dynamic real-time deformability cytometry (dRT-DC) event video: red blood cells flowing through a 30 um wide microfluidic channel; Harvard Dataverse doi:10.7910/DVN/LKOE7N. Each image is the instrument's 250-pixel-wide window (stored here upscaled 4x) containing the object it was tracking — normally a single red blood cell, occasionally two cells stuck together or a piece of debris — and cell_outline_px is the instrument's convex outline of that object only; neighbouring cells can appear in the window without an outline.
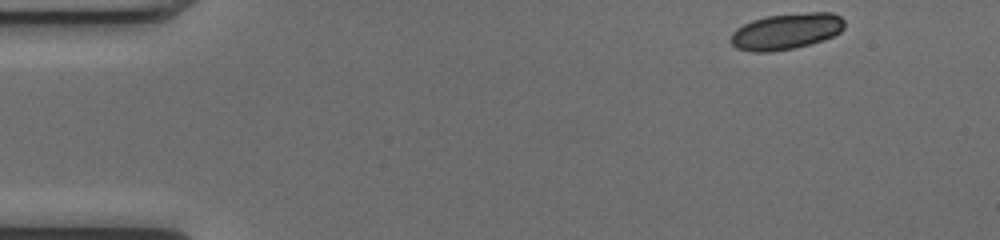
{"species": "common noctule bat (a hibernating species)", "species_latin": "Nyctalus noctula", "temperature_condition": "cold", "stored_images_in_passage": 14, "camera_frame_rate_fps": 3000, "um_per_image_px": 0.085, "animal": {"sex": "female", "body_mass_g": 17.0, "forearm_length_mm": 48.0}, "frame": {"image": 1, "passage_image": 1, "time_ms": 0.0, "image_size_px": [1000, 240], "cell_outline_px": [[844, 28], [840, 32], [824, 40], [812, 44], [772, 52], [752, 52], [736, 48], [728, 40], [732, 32], [736, 28], [752, 20], [768, 16], [812, 12], [832, 12], [840, 16], [844, 20]], "centroid_in_image_um": [66.82, 2.67], "position_along_channel_um": 18.2, "area_um2": 24.1}}
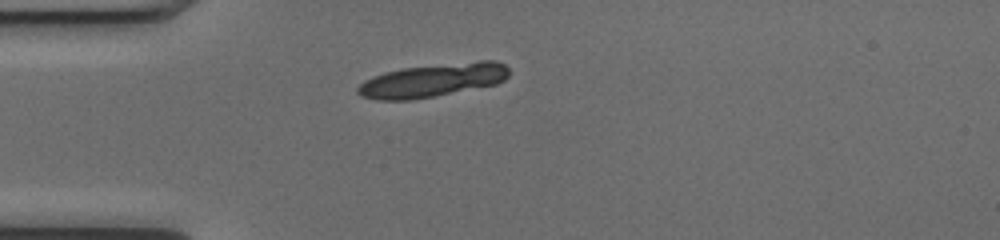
{"frame": {"image": 2, "passage_image": 10, "time_ms": 3.0, "image_size_px": [1000, 240], "cell_outline_px": [[508, 76], [504, 80], [496, 84], [412, 100], [376, 100], [360, 96], [356, 92], [356, 88], [364, 80], [372, 76], [384, 72], [404, 68], [480, 60], [496, 60], [504, 64], [508, 68]], "centroid_in_image_um": [36.75, 6.82], "position_along_channel_um": 48.3, "area_um2": 29.42}}